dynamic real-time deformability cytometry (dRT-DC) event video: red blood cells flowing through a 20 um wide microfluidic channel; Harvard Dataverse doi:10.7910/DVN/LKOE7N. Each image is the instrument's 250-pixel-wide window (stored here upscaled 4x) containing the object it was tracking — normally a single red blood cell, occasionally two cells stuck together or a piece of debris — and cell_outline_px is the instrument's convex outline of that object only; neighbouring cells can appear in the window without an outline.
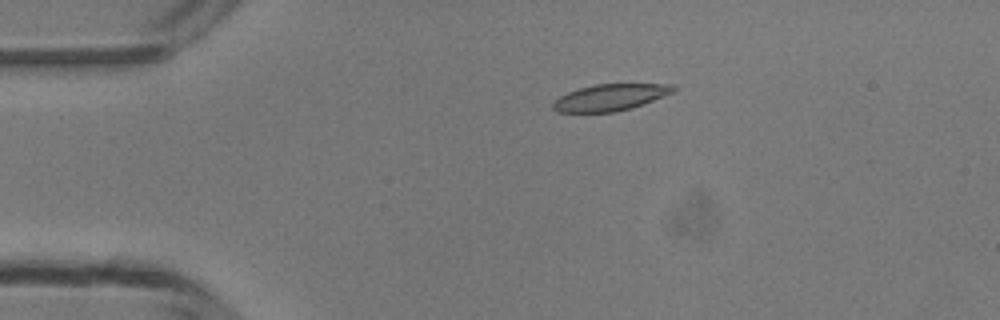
{"species": "common noctule bat (a hibernating species)", "species_latin": "Nyctalus noctula", "temperature_condition": "room temperature", "stored_images_in_passage": 5, "camera_frame_rate_fps": 3000, "um_per_image_px": 0.085, "animal": {"sex": "male", "body_mass_g": 13.3}, "frame": {"image": 1, "passage_image": 5, "time_ms": 5.333, "image_size_px": [1000, 320], "cell_outline_px": [[676, 92], [644, 104], [632, 108], [616, 112], [556, 112], [552, 108], [552, 104], [560, 96], [568, 92], [580, 88], [596, 84], [676, 84]], "centroid_in_image_um": [51.93, 8.28], "position_along_channel_um": 33.1, "area_um2": 18.79}}